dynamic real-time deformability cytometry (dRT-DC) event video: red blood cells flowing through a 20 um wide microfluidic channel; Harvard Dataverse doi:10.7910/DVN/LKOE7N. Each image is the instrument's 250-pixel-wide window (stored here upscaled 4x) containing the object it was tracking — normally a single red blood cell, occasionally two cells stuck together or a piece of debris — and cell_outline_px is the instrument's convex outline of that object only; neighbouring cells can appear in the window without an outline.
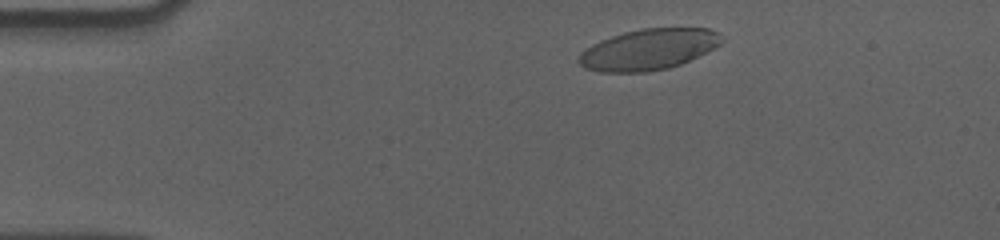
{"species": "human", "species_latin": "Homo sapiens", "temperature_condition": "cold", "stored_images_in_passage": 51, "camera_frame_rate_fps": 3000, "um_per_image_px": 0.085, "donor": {"sex": "male"}, "frame": {"image": 1, "passage_image": 4, "time_ms": 1.0, "image_size_px": [1000, 240], "cell_outline_px": [[724, 40], [720, 44], [680, 64], [668, 68], [644, 72], [600, 72], [584, 68], [576, 60], [580, 52], [584, 48], [600, 40], [624, 32], [644, 28], [708, 28], [716, 32]], "centroid_in_image_um": [55.05, 4.2], "position_along_channel_um": 30.0, "area_um2": 33.87}}
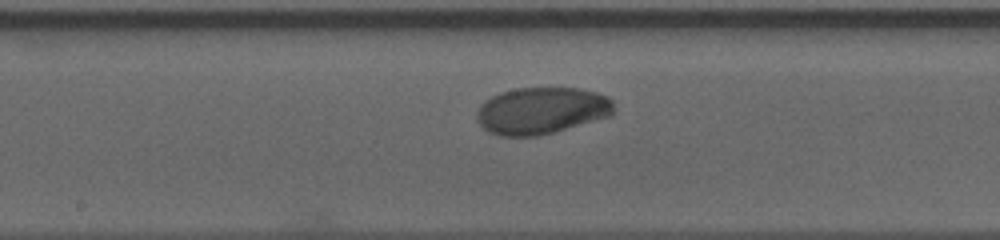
{"frame": {"image": 2, "passage_image": 24, "time_ms": 7.667, "image_size_px": [1000, 240], "cell_outline_px": [[612, 116], [552, 132], [536, 136], [500, 136], [488, 132], [480, 124], [476, 116], [476, 112], [480, 104], [484, 100], [500, 92], [512, 88], [580, 88], [596, 92], [608, 96], [612, 100]], "centroid_in_image_um": [46.0, 9.39], "position_along_channel_um": 202.2, "area_um2": 37.51}}
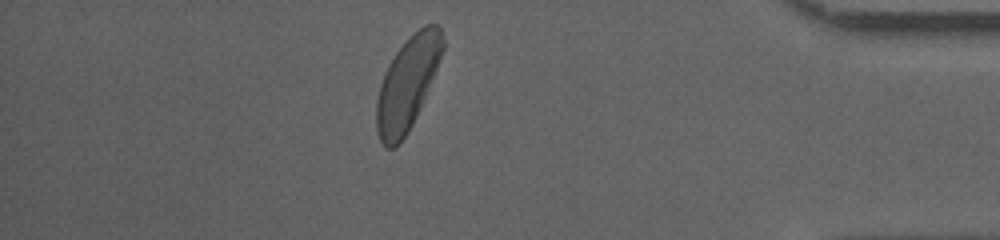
{"frame": {"image": 3, "passage_image": 44, "time_ms": 14.333, "image_size_px": [1000, 240], "cell_outline_px": [[444, 48], [420, 108], [412, 124], [400, 144], [396, 148], [384, 148], [380, 140], [376, 128], [376, 100], [380, 84], [384, 72], [388, 64], [396, 52], [424, 24], [436, 24], [440, 28], [444, 40]], "centroid_in_image_um": [34.6, 7.15], "position_along_channel_um": 400.6, "area_um2": 35.2}, "authors_computed_cell_mechanics": {"area_um2": 36.2406, "velocity_mm_per_s": 3.529, "shape_relaxation_time_tau1_ms": 3.0689, "shape_relaxation_time_tau2_ms": null, "deformation_change_tau1": 0.1366, "deformation_change_tau2": null}}